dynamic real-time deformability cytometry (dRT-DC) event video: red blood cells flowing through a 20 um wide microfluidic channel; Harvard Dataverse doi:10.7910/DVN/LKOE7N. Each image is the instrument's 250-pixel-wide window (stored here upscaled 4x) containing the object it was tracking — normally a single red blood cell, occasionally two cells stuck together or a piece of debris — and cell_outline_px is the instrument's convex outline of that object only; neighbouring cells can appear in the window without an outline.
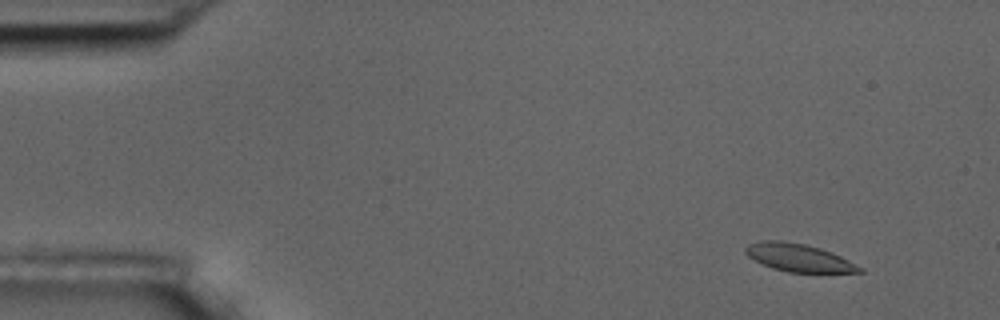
{"species": "common noctule bat (a hibernating species)", "species_latin": "Nyctalus noctula", "temperature_condition": "room temperature", "stored_images_in_passage": 5, "camera_frame_rate_fps": 3000, "um_per_image_px": 0.085, "animal": {"sex": "male", "body_mass_g": 17.5, "forearm_length_mm": 52.3}, "frame": {"image": 1, "passage_image": 2, "time_ms": 1.333, "image_size_px": [1000, 320], "cell_outline_px": [[864, 272], [788, 272], [772, 268], [748, 256], [744, 252], [744, 248], [748, 244], [764, 240], [780, 240], [804, 244], [820, 248], [832, 252], [864, 268]], "centroid_in_image_um": [67.89, 21.9], "position_along_channel_um": 17.1, "area_um2": 18.32}}
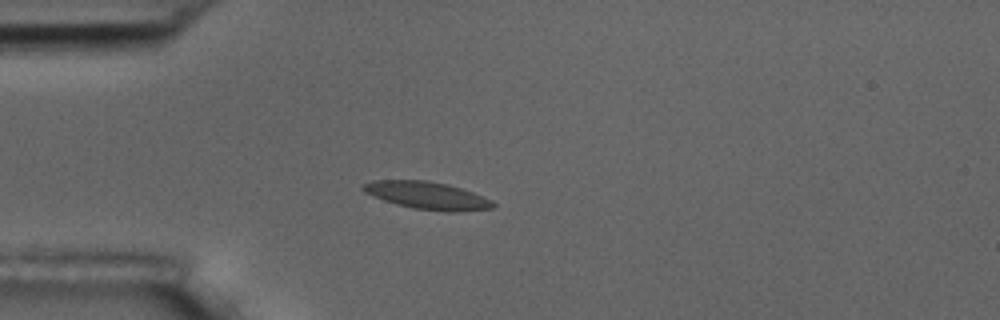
{"frame": {"image": 2, "passage_image": 5, "time_ms": 4.667, "image_size_px": [1000, 320], "cell_outline_px": [[496, 204], [492, 208], [456, 212], [444, 212], [412, 208], [396, 204], [384, 200], [364, 192], [360, 188], [360, 184], [372, 180], [428, 180], [448, 184], [472, 192], [492, 200]], "centroid_in_image_um": [36.28, 16.61], "position_along_channel_um": 48.7, "area_um2": 20.98}}